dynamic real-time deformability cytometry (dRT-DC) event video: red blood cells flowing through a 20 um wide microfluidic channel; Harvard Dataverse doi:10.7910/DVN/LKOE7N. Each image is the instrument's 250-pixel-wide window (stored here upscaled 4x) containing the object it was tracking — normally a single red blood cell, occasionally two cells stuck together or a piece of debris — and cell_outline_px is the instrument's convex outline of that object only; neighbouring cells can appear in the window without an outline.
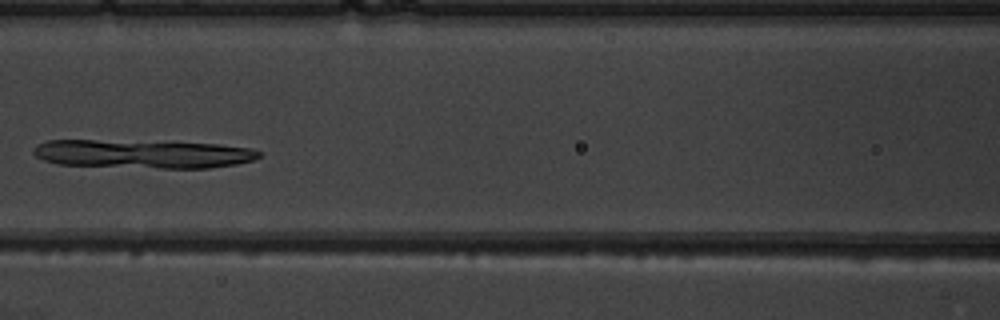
{"species": "common noctule bat (a hibernating species)", "species_latin": "Nyctalus noctula", "temperature_condition": "warm", "stored_images_in_passage": 6, "camera_frame_rate_fps": 3000, "um_per_image_px": 0.085, "animal": {"sex": "male", "body_mass_g": 19.5, "forearm_length_mm": 54.6}, "frame": {"image": 1, "passage_image": 4, "time_ms": 4.667, "image_size_px": [1000, 320], "cell_outline_px": [[260, 156], [252, 160], [236, 164], [208, 168], [160, 168], [60, 164], [44, 160], [36, 156], [32, 152], [32, 148], [36, 144], [48, 140], [96, 140], [220, 144], [252, 148], [260, 152]], "centroid_in_image_um": [12.12, 13.08], "position_along_channel_um": 154.5, "area_um2": 37.22}}